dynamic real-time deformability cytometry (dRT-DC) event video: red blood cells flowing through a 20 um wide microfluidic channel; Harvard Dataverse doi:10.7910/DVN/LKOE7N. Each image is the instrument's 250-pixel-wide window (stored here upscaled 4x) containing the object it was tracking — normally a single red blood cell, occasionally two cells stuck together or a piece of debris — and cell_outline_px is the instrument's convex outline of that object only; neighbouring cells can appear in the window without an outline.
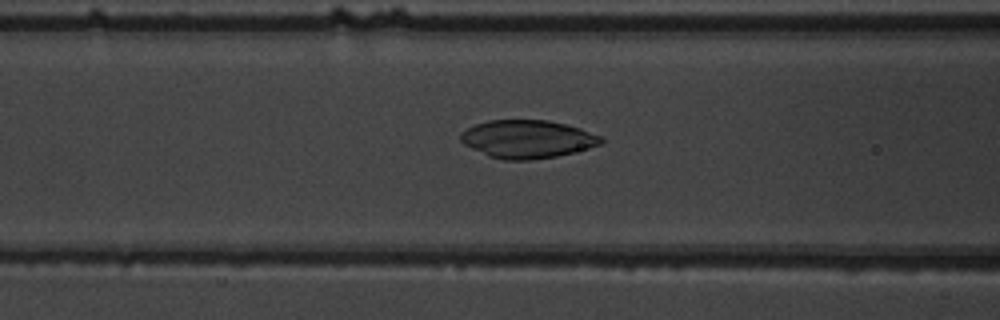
{"species": "common noctule bat (a hibernating species)", "species_latin": "Nyctalus noctula", "temperature_condition": "warm", "stored_images_in_passage": 43, "camera_frame_rate_fps": 3000, "um_per_image_px": 0.085, "animal": {"sex": "male", "body_mass_g": 19.5, "forearm_length_mm": 54.6}, "frame": {"image": 1, "passage_image": 11, "time_ms": 3.333, "image_size_px": [1000, 320], "cell_outline_px": [[604, 140], [600, 144], [588, 148], [556, 156], [532, 160], [504, 160], [488, 156], [464, 144], [460, 140], [460, 132], [476, 124], [488, 120], [548, 120], [580, 128], [600, 136]], "centroid_in_image_um": [44.8, 11.82], "position_along_channel_um": 121.8, "area_um2": 30.92}}
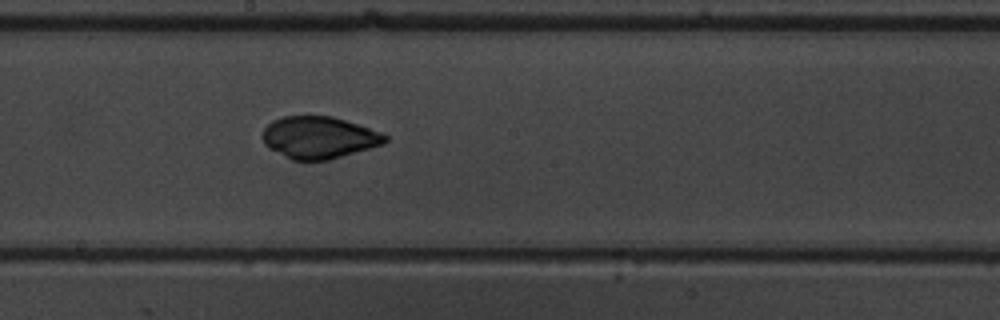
{"frame": {"image": 2, "passage_image": 19, "time_ms": 6.0, "image_size_px": [1000, 320], "cell_outline_px": [[388, 140], [384, 144], [328, 160], [292, 160], [268, 148], [264, 144], [264, 128], [272, 120], [284, 116], [332, 116], [384, 132], [388, 136]], "centroid_in_image_um": [27.14, 11.68], "position_along_channel_um": 221.1, "area_um2": 30.06}}
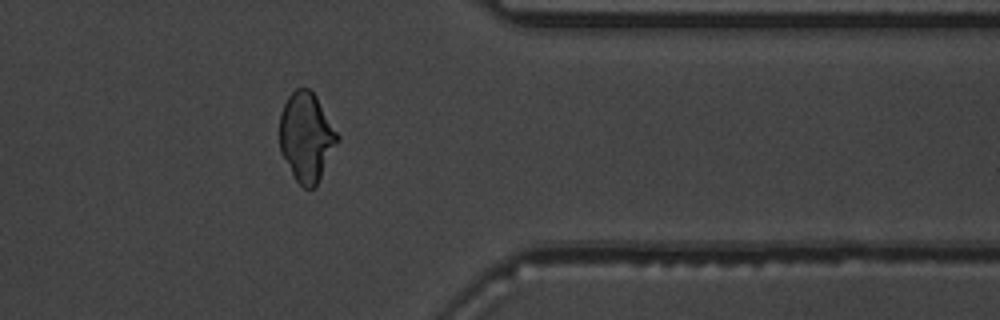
{"frame": {"image": 3, "passage_image": 33, "time_ms": 10.667, "image_size_px": [1000, 320], "cell_outline_px": [[340, 136], [316, 188], [304, 188], [296, 180], [280, 152], [280, 112], [288, 96], [296, 88], [308, 88], [316, 96]], "centroid_in_image_um": [26.04, 11.64], "position_along_channel_um": 385.4, "area_um2": 29.82}}